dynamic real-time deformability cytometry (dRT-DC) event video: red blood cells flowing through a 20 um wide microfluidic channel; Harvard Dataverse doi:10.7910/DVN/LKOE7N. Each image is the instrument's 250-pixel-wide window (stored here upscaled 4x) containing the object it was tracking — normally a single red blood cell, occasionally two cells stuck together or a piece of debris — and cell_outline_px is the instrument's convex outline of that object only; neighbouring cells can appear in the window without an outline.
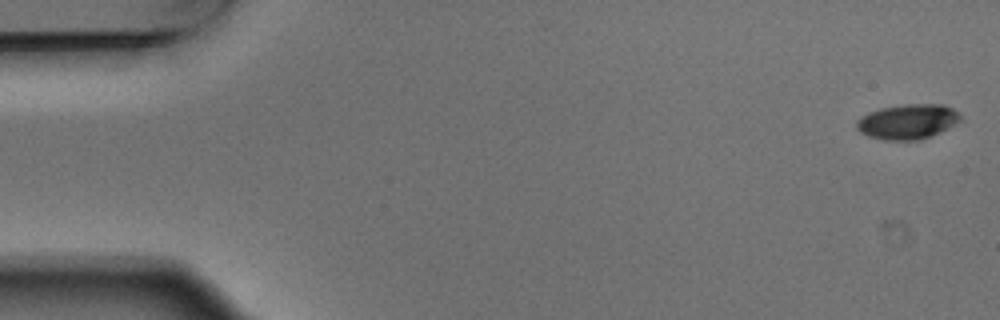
{"species": "Egyptian fruit bat (a non-hibernating species)", "species_latin": "Rousettus aegyptiacus", "temperature_condition": "warm", "stored_images_in_passage": 4, "camera_frame_rate_fps": 3000, "um_per_image_px": 0.085, "animal": {"sex": "male"}, "frame": {"image": 1, "passage_image": 1, "time_ms": 0.0, "image_size_px": [1000, 320], "cell_outline_px": [[964, 120], [940, 132], [920, 140], [884, 140], [868, 136], [860, 132], [856, 128], [856, 120], [860, 116], [868, 112], [880, 108], [904, 104], [944, 104], [960, 112]], "centroid_in_image_um": [77.18, 10.33], "position_along_channel_um": 7.8, "area_um2": 21.56}}
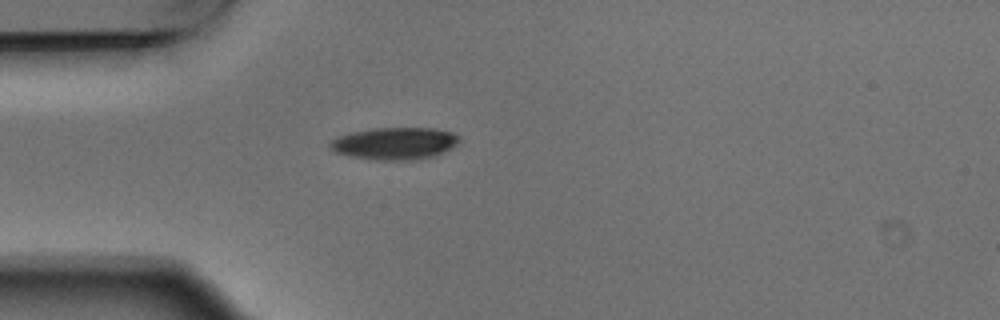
{"frame": {"image": 2, "passage_image": 4, "time_ms": 1.0, "image_size_px": [1000, 320], "cell_outline_px": [[460, 140], [452, 148], [444, 152], [432, 156], [412, 160], [376, 160], [348, 156], [336, 152], [328, 144], [332, 140], [340, 136], [352, 132], [376, 128], [432, 128], [452, 132], [460, 136]], "centroid_in_image_um": [33.58, 12.19], "position_along_channel_um": 51.4, "area_um2": 24.1}}